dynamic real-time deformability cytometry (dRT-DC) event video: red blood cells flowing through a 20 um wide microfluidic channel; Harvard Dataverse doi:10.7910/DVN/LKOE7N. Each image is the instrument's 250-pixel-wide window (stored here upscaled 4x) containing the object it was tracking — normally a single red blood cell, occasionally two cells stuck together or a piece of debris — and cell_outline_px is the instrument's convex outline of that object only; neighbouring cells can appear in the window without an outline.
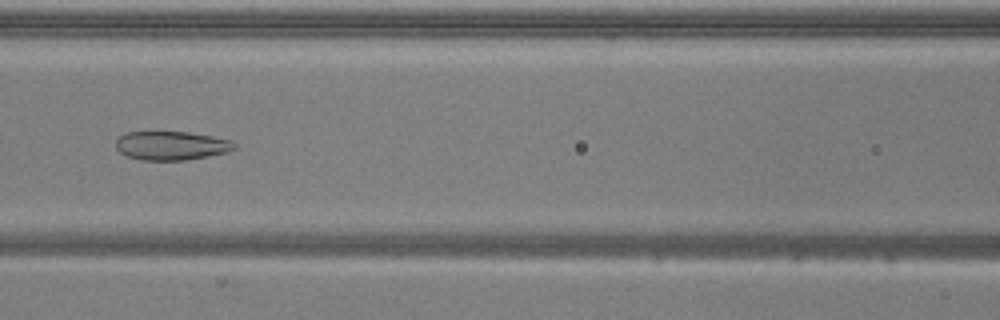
{"species": "common noctule bat (a hibernating species)", "species_latin": "Nyctalus noctula", "temperature_condition": "warm", "stored_images_in_passage": 51, "camera_frame_rate_fps": 3000, "um_per_image_px": 0.085, "animal": {"sex": "male", "body_mass_g": 20.5, "forearm_length_mm": 52.5}, "frame": {"image": 1, "passage_image": 23, "time_ms": 7.333, "image_size_px": [1000, 320], "cell_outline_px": [[236, 148], [228, 152], [208, 156], [184, 160], [140, 160], [128, 156], [120, 152], [116, 148], [116, 140], [120, 136], [128, 132], [188, 132], [212, 136], [232, 140], [236, 144]], "centroid_in_image_um": [14.59, 12.38], "position_along_channel_um": 152.0, "area_um2": 19.88}}
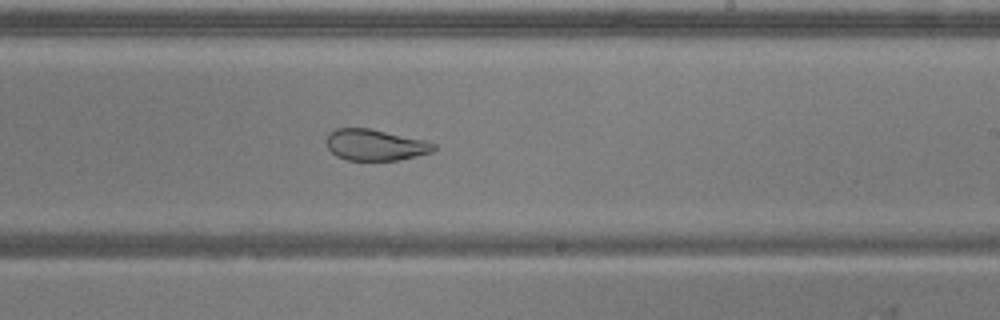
{"frame": {"image": 2, "passage_image": 31, "time_ms": 10.0, "image_size_px": [1000, 320], "cell_outline_px": [[436, 148], [432, 152], [400, 160], [348, 160], [336, 156], [328, 148], [324, 140], [328, 132], [336, 128], [368, 128], [424, 140], [436, 144]], "centroid_in_image_um": [31.85, 12.32], "position_along_channel_um": 257.1, "area_um2": 19.59}}
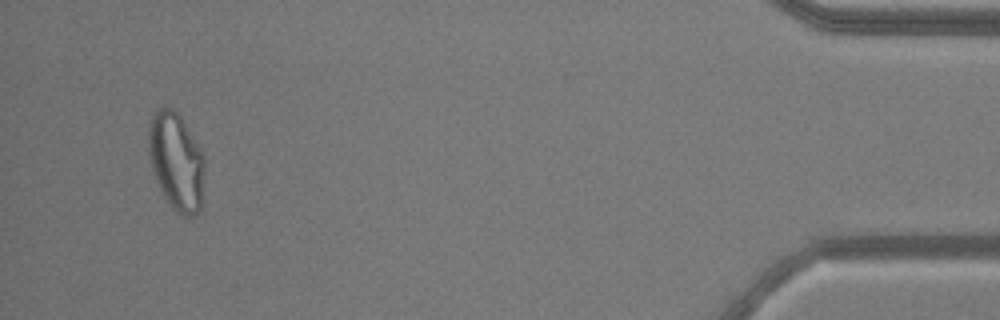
{"frame": {"image": 3, "passage_image": 49, "time_ms": 16.0, "image_size_px": [1000, 320], "cell_outline_px": [[204, 176], [200, 212], [196, 216], [180, 216], [172, 208], [164, 196], [156, 180], [148, 160], [148, 124], [152, 112], [156, 108], [172, 108], [180, 116], [204, 156]], "centroid_in_image_um": [14.95, 13.74], "position_along_channel_um": 420.2, "area_um2": 32.25}, "authors_computed_cell_mechanics": {"area_um2": 28.1486, "velocity_mm_per_s": 3.9512, "shape_relaxation_time_tau1_ms": null, "shape_relaxation_time_tau2_ms": 0.9878, "deformation_change_tau1": null, "deformation_change_tau2": 0.0653}}